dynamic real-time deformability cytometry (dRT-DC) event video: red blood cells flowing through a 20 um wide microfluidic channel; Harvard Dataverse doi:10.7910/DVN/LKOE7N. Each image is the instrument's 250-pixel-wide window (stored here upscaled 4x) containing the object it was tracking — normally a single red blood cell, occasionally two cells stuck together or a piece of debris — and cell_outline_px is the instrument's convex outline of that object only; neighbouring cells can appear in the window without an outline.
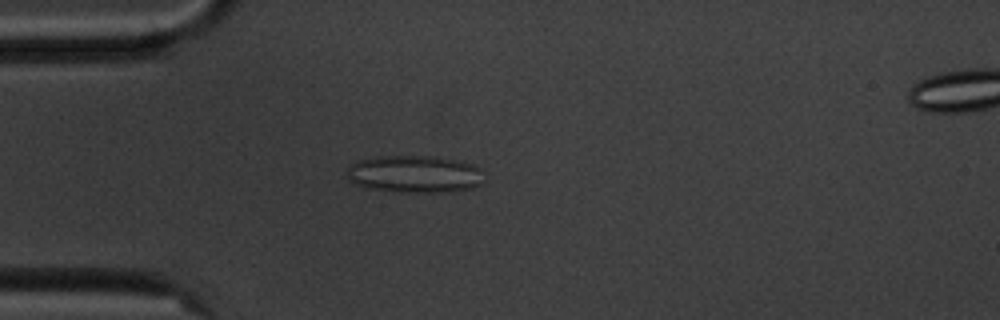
{"species": "common noctule bat (a hibernating species)", "species_latin": "Nyctalus noctula", "temperature_condition": "cold", "stored_images_in_passage": 5, "camera_frame_rate_fps": 3000, "um_per_image_px": 0.085, "animal": {"sex": "male", "body_mass_g": 20.1, "forearm_length_mm": 53.5}, "frame": {"image": 1, "passage_image": 4, "time_ms": 4.333, "image_size_px": [1000, 320], "cell_outline_px": [[484, 180], [480, 184], [472, 188], [452, 192], [396, 192], [368, 188], [352, 184], [348, 180], [344, 172], [356, 160], [380, 156], [436, 156], [460, 160], [472, 164], [480, 168]], "centroid_in_image_um": [35.21, 14.8], "position_along_channel_um": 49.8, "area_um2": 30.46}}